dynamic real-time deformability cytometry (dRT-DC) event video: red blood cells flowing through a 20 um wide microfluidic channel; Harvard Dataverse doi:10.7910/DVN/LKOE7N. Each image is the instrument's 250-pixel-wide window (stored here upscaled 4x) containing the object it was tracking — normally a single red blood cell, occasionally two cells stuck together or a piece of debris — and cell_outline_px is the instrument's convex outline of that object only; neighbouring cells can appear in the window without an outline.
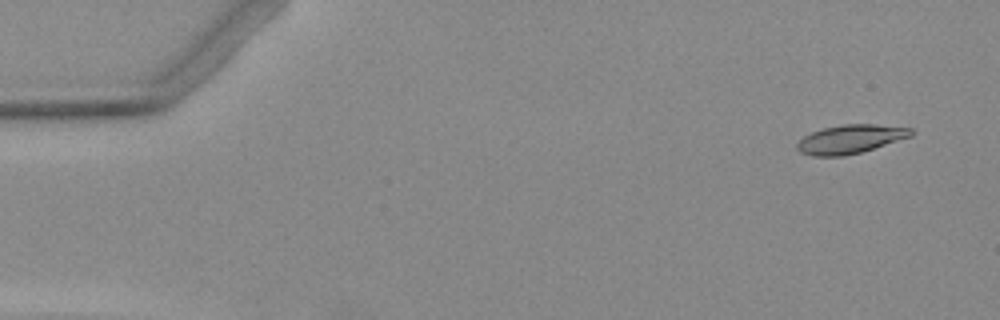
{"species": "Egyptian fruit bat (a non-hibernating species)", "species_latin": "Rousettus aegyptiacus", "temperature_condition": "warm", "stored_images_in_passage": 4, "camera_frame_rate_fps": 3000, "um_per_image_px": 0.085, "animal": {"sex": "female"}, "frame": {"image": 1, "passage_image": 1, "time_ms": 0.0, "image_size_px": [1000, 320], "cell_outline_px": [[912, 136], [860, 152], [844, 156], [812, 156], [800, 152], [796, 148], [796, 144], [804, 136], [812, 132], [824, 128], [840, 124], [876, 124], [912, 128]], "centroid_in_image_um": [72.26, 11.82], "position_along_channel_um": 12.7, "area_um2": 18.96}}
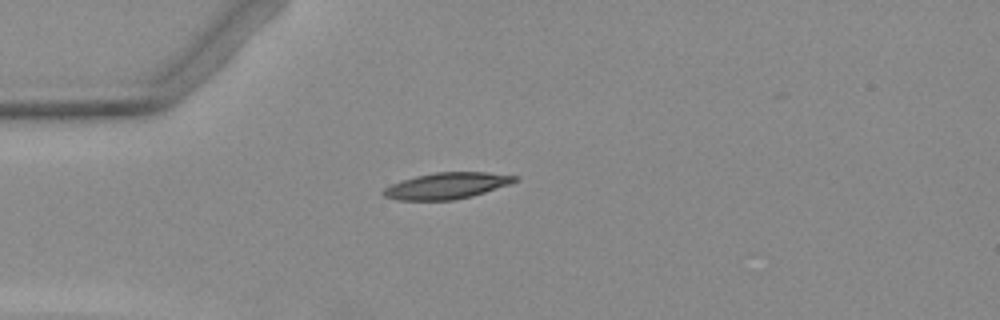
{"frame": {"image": 2, "passage_image": 4, "time_ms": 3.667, "image_size_px": [1000, 320], "cell_outline_px": [[520, 180], [512, 184], [472, 196], [452, 200], [396, 200], [384, 196], [380, 192], [384, 188], [400, 180], [416, 176], [436, 172], [488, 172], [520, 176]], "centroid_in_image_um": [38.02, 15.78], "position_along_channel_um": 47.0, "area_um2": 20.4}}